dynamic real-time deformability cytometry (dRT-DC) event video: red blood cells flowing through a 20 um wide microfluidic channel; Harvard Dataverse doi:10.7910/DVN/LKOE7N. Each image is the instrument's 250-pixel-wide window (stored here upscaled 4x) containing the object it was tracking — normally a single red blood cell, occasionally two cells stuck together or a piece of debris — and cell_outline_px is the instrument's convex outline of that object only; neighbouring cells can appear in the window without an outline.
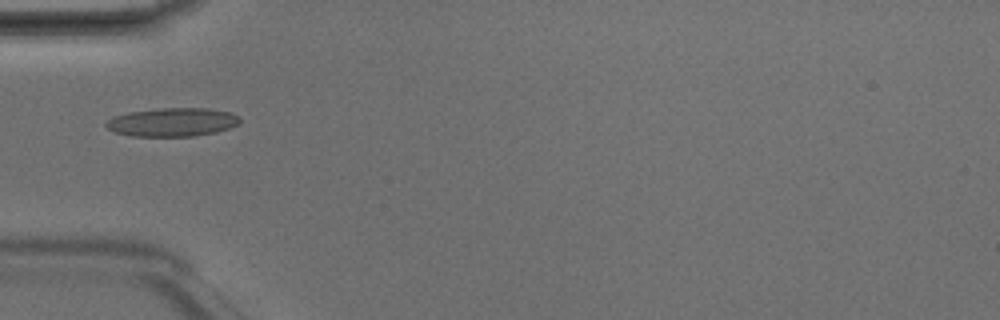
{"species": "Egyptian fruit bat (a non-hibernating species)", "species_latin": "Rousettus aegyptiacus", "temperature_condition": "room temperature", "stored_images_in_passage": 3, "camera_frame_rate_fps": 3000, "um_per_image_px": 0.085, "animal": {"sex": "male"}, "frame": {"image": 1, "passage_image": 3, "time_ms": 0.667, "image_size_px": [1000, 320], "cell_outline_px": [[240, 120], [236, 124], [228, 128], [216, 132], [192, 136], [132, 136], [112, 132], [104, 124], [112, 116], [128, 112], [160, 108], [208, 108], [228, 112], [240, 116]], "centroid_in_image_um": [14.6, 10.38], "position_along_channel_um": 70.4, "area_um2": 22.25}}